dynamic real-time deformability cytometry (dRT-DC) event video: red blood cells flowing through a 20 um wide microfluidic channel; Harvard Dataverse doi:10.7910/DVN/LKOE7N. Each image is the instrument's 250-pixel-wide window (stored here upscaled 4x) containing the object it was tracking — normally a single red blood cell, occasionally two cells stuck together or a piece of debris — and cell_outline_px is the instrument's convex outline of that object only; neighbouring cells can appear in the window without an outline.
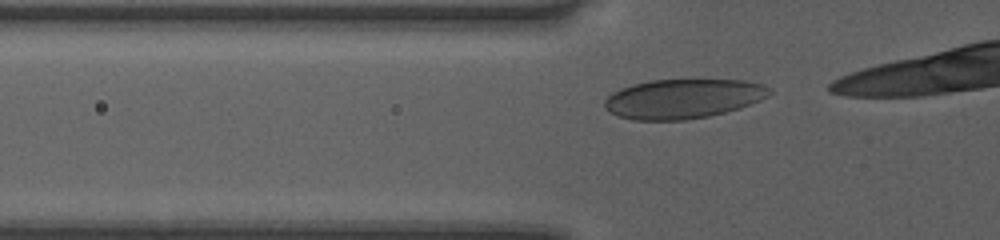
{"species": "human", "species_latin": "Homo sapiens", "temperature_condition": "room temperature", "stored_images_in_passage": 11, "camera_frame_rate_fps": 3000, "um_per_image_px": 0.085, "donor": {"sex": "female"}, "frame": {"image": 1, "passage_image": 5, "time_ms": 1.333, "image_size_px": [1000, 240], "cell_outline_px": [[772, 92], [768, 96], [760, 100], [740, 108], [708, 116], [684, 120], [632, 120], [616, 116], [604, 108], [604, 100], [612, 92], [620, 88], [632, 84], [652, 80], [744, 80], [764, 84], [772, 88]], "centroid_in_image_um": [58.05, 8.39], "position_along_channel_um": 67.8, "area_um2": 38.15}}
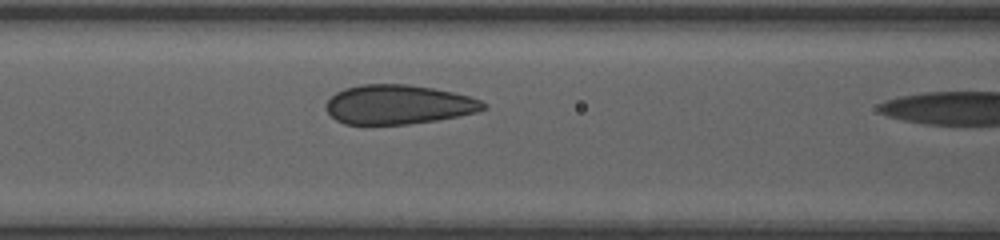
{"frame": {"image": 2, "passage_image": 10, "time_ms": 3.0, "image_size_px": [1000, 240], "cell_outline_px": [[488, 108], [476, 112], [436, 120], [408, 124], [344, 124], [336, 120], [324, 108], [324, 104], [336, 92], [344, 88], [360, 84], [408, 84], [432, 88], [452, 92], [468, 96], [480, 100], [488, 104]], "centroid_in_image_um": [33.84, 8.88], "position_along_channel_um": 132.8, "area_um2": 36.07}}